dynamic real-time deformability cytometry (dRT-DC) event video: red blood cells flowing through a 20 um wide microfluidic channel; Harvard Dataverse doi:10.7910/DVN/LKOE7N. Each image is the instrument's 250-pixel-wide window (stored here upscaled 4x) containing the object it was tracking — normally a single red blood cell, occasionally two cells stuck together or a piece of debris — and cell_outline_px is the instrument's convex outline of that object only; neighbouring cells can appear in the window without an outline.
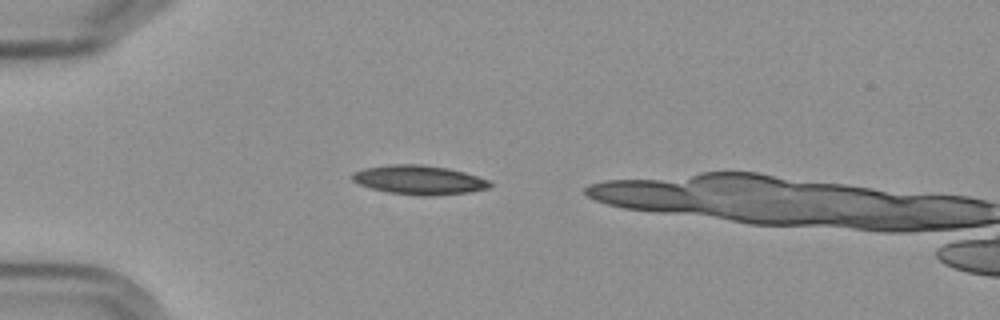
{"species": "Egyptian fruit bat (a non-hibernating species)", "species_latin": "Rousettus aegyptiacus", "temperature_condition": "cold", "stored_images_in_passage": 6, "camera_frame_rate_fps": 3000, "um_per_image_px": 0.085, "frame": {"image": 1, "passage_image": 1, "time_ms": 0.0, "image_size_px": [1000, 320], "cell_outline_px": [[492, 184], [488, 188], [468, 192], [432, 196], [420, 196], [388, 192], [372, 188], [360, 184], [352, 180], [352, 172], [364, 168], [392, 164], [420, 164], [448, 168], [464, 172], [488, 180]], "centroid_in_image_um": [35.61, 15.29], "position_along_channel_um": 49.4, "area_um2": 23.24}}
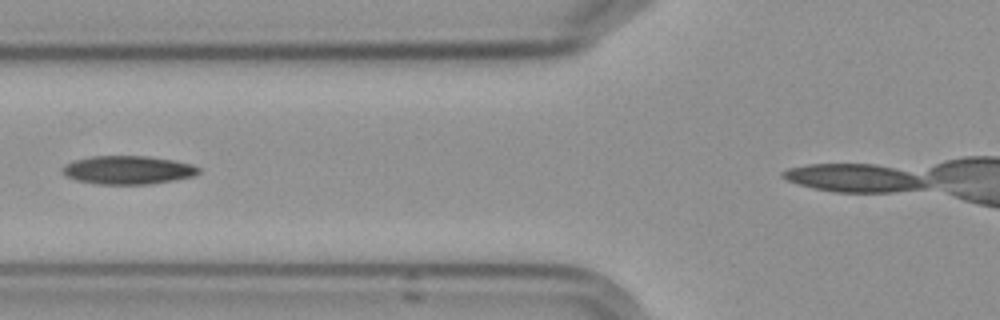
{"frame": {"image": 2, "passage_image": 3, "time_ms": 2.333, "image_size_px": [1000, 320], "cell_outline_px": [[200, 172], [192, 176], [152, 184], [96, 184], [76, 180], [68, 176], [64, 172], [64, 164], [76, 160], [92, 156], [148, 156], [172, 160], [192, 164], [200, 168]], "centroid_in_image_um": [10.9, 14.45], "position_along_channel_um": 114.9, "area_um2": 22.31}}
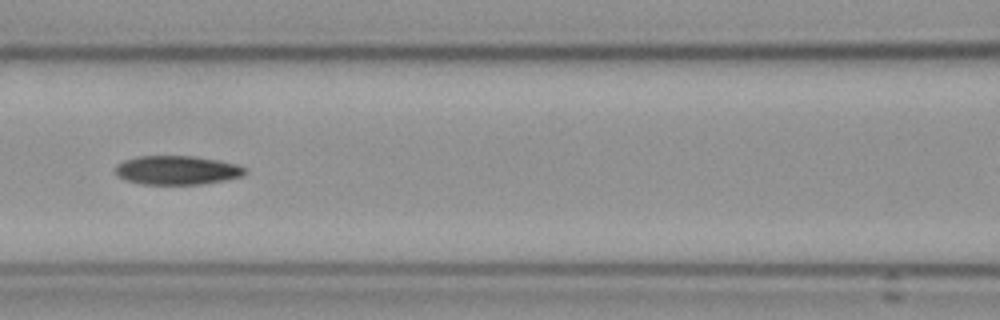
{"frame": {"image": 3, "passage_image": 4, "time_ms": 3.333, "image_size_px": [1000, 320], "cell_outline_px": [[248, 172], [244, 176], [224, 180], [200, 184], [140, 184], [124, 180], [116, 176], [112, 168], [116, 164], [124, 160], [136, 156], [192, 156], [216, 160], [236, 164], [248, 168]], "centroid_in_image_um": [15.0, 14.47], "position_along_channel_um": 151.6, "area_um2": 22.2}}